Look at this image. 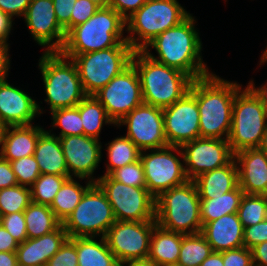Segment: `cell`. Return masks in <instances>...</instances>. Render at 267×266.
<instances>
[{
    "label": "cell",
    "mask_w": 267,
    "mask_h": 266,
    "mask_svg": "<svg viewBox=\"0 0 267 266\" xmlns=\"http://www.w3.org/2000/svg\"><path fill=\"white\" fill-rule=\"evenodd\" d=\"M240 84L211 73L192 81L189 91L199 108L200 137L228 139L232 108Z\"/></svg>",
    "instance_id": "obj_1"
},
{
    "label": "cell",
    "mask_w": 267,
    "mask_h": 266,
    "mask_svg": "<svg viewBox=\"0 0 267 266\" xmlns=\"http://www.w3.org/2000/svg\"><path fill=\"white\" fill-rule=\"evenodd\" d=\"M195 22L190 14L178 25L160 33L143 51L151 59L176 68L193 80L211 74L202 61V43ZM149 46L156 50L158 57L150 53Z\"/></svg>",
    "instance_id": "obj_2"
},
{
    "label": "cell",
    "mask_w": 267,
    "mask_h": 266,
    "mask_svg": "<svg viewBox=\"0 0 267 266\" xmlns=\"http://www.w3.org/2000/svg\"><path fill=\"white\" fill-rule=\"evenodd\" d=\"M126 20L111 7L99 8L85 23L67 34L61 53L78 55L110 47H131L123 36Z\"/></svg>",
    "instance_id": "obj_3"
},
{
    "label": "cell",
    "mask_w": 267,
    "mask_h": 266,
    "mask_svg": "<svg viewBox=\"0 0 267 266\" xmlns=\"http://www.w3.org/2000/svg\"><path fill=\"white\" fill-rule=\"evenodd\" d=\"M131 63L139 74L143 103L161 109L181 99L193 81L186 73L151 59L144 51H134Z\"/></svg>",
    "instance_id": "obj_4"
},
{
    "label": "cell",
    "mask_w": 267,
    "mask_h": 266,
    "mask_svg": "<svg viewBox=\"0 0 267 266\" xmlns=\"http://www.w3.org/2000/svg\"><path fill=\"white\" fill-rule=\"evenodd\" d=\"M155 220L161 228L187 234L201 232L200 198L194 181L163 191L155 199Z\"/></svg>",
    "instance_id": "obj_5"
},
{
    "label": "cell",
    "mask_w": 267,
    "mask_h": 266,
    "mask_svg": "<svg viewBox=\"0 0 267 266\" xmlns=\"http://www.w3.org/2000/svg\"><path fill=\"white\" fill-rule=\"evenodd\" d=\"M267 127V110L264 100L250 81L236 92L228 143L232 152L258 148Z\"/></svg>",
    "instance_id": "obj_6"
},
{
    "label": "cell",
    "mask_w": 267,
    "mask_h": 266,
    "mask_svg": "<svg viewBox=\"0 0 267 266\" xmlns=\"http://www.w3.org/2000/svg\"><path fill=\"white\" fill-rule=\"evenodd\" d=\"M50 112L76 107L86 96L75 62L61 52H45L39 59Z\"/></svg>",
    "instance_id": "obj_7"
},
{
    "label": "cell",
    "mask_w": 267,
    "mask_h": 266,
    "mask_svg": "<svg viewBox=\"0 0 267 266\" xmlns=\"http://www.w3.org/2000/svg\"><path fill=\"white\" fill-rule=\"evenodd\" d=\"M189 15L177 0H147L126 20V31L131 34L126 36L127 42L134 51H143L160 33Z\"/></svg>",
    "instance_id": "obj_8"
},
{
    "label": "cell",
    "mask_w": 267,
    "mask_h": 266,
    "mask_svg": "<svg viewBox=\"0 0 267 266\" xmlns=\"http://www.w3.org/2000/svg\"><path fill=\"white\" fill-rule=\"evenodd\" d=\"M133 52L132 47H110L64 56L75 62L85 93L94 95L131 64Z\"/></svg>",
    "instance_id": "obj_9"
},
{
    "label": "cell",
    "mask_w": 267,
    "mask_h": 266,
    "mask_svg": "<svg viewBox=\"0 0 267 266\" xmlns=\"http://www.w3.org/2000/svg\"><path fill=\"white\" fill-rule=\"evenodd\" d=\"M115 221L113 208L105 193L94 183L62 225L68 238L105 237Z\"/></svg>",
    "instance_id": "obj_10"
},
{
    "label": "cell",
    "mask_w": 267,
    "mask_h": 266,
    "mask_svg": "<svg viewBox=\"0 0 267 266\" xmlns=\"http://www.w3.org/2000/svg\"><path fill=\"white\" fill-rule=\"evenodd\" d=\"M95 183L105 193L116 221H156V198L146 187L125 185L110 175L98 177Z\"/></svg>",
    "instance_id": "obj_11"
},
{
    "label": "cell",
    "mask_w": 267,
    "mask_h": 266,
    "mask_svg": "<svg viewBox=\"0 0 267 266\" xmlns=\"http://www.w3.org/2000/svg\"><path fill=\"white\" fill-rule=\"evenodd\" d=\"M141 151L140 161L143 165L146 188L157 198L163 191L185 184L188 178L184 165L173 154L179 152V146L168 145L158 149Z\"/></svg>",
    "instance_id": "obj_12"
},
{
    "label": "cell",
    "mask_w": 267,
    "mask_h": 266,
    "mask_svg": "<svg viewBox=\"0 0 267 266\" xmlns=\"http://www.w3.org/2000/svg\"><path fill=\"white\" fill-rule=\"evenodd\" d=\"M155 225L156 221H115L108 229L104 238L121 266L129 261L148 258Z\"/></svg>",
    "instance_id": "obj_13"
},
{
    "label": "cell",
    "mask_w": 267,
    "mask_h": 266,
    "mask_svg": "<svg viewBox=\"0 0 267 266\" xmlns=\"http://www.w3.org/2000/svg\"><path fill=\"white\" fill-rule=\"evenodd\" d=\"M108 116L117 124L124 116L143 103L141 82L131 63L105 87L94 94Z\"/></svg>",
    "instance_id": "obj_14"
},
{
    "label": "cell",
    "mask_w": 267,
    "mask_h": 266,
    "mask_svg": "<svg viewBox=\"0 0 267 266\" xmlns=\"http://www.w3.org/2000/svg\"><path fill=\"white\" fill-rule=\"evenodd\" d=\"M188 180H194L202 173L227 165L233 158L228 139L199 137L179 147Z\"/></svg>",
    "instance_id": "obj_15"
},
{
    "label": "cell",
    "mask_w": 267,
    "mask_h": 266,
    "mask_svg": "<svg viewBox=\"0 0 267 266\" xmlns=\"http://www.w3.org/2000/svg\"><path fill=\"white\" fill-rule=\"evenodd\" d=\"M126 125V137L141 151L168 146L164 132L163 109L142 103L117 124Z\"/></svg>",
    "instance_id": "obj_16"
},
{
    "label": "cell",
    "mask_w": 267,
    "mask_h": 266,
    "mask_svg": "<svg viewBox=\"0 0 267 266\" xmlns=\"http://www.w3.org/2000/svg\"><path fill=\"white\" fill-rule=\"evenodd\" d=\"M163 119L168 145L181 147L200 137L199 108L196 97L190 91L163 109Z\"/></svg>",
    "instance_id": "obj_17"
},
{
    "label": "cell",
    "mask_w": 267,
    "mask_h": 266,
    "mask_svg": "<svg viewBox=\"0 0 267 266\" xmlns=\"http://www.w3.org/2000/svg\"><path fill=\"white\" fill-rule=\"evenodd\" d=\"M24 19L34 40L47 46L45 52L61 51L66 33L57 22L53 0H31Z\"/></svg>",
    "instance_id": "obj_18"
},
{
    "label": "cell",
    "mask_w": 267,
    "mask_h": 266,
    "mask_svg": "<svg viewBox=\"0 0 267 266\" xmlns=\"http://www.w3.org/2000/svg\"><path fill=\"white\" fill-rule=\"evenodd\" d=\"M59 141L69 177L75 176L80 180L87 178L95 183L96 178H93L92 175L102 157L100 140L83 134L60 137Z\"/></svg>",
    "instance_id": "obj_19"
},
{
    "label": "cell",
    "mask_w": 267,
    "mask_h": 266,
    "mask_svg": "<svg viewBox=\"0 0 267 266\" xmlns=\"http://www.w3.org/2000/svg\"><path fill=\"white\" fill-rule=\"evenodd\" d=\"M39 104L27 93L0 81V122L5 126L30 125L40 115Z\"/></svg>",
    "instance_id": "obj_20"
},
{
    "label": "cell",
    "mask_w": 267,
    "mask_h": 266,
    "mask_svg": "<svg viewBox=\"0 0 267 266\" xmlns=\"http://www.w3.org/2000/svg\"><path fill=\"white\" fill-rule=\"evenodd\" d=\"M238 166L239 187L245 194H267V154L259 148L243 149L234 154Z\"/></svg>",
    "instance_id": "obj_21"
},
{
    "label": "cell",
    "mask_w": 267,
    "mask_h": 266,
    "mask_svg": "<svg viewBox=\"0 0 267 266\" xmlns=\"http://www.w3.org/2000/svg\"><path fill=\"white\" fill-rule=\"evenodd\" d=\"M67 239V232L63 225L41 237L27 238L18 245L16 250L18 263L28 266H46L47 261Z\"/></svg>",
    "instance_id": "obj_22"
},
{
    "label": "cell",
    "mask_w": 267,
    "mask_h": 266,
    "mask_svg": "<svg viewBox=\"0 0 267 266\" xmlns=\"http://www.w3.org/2000/svg\"><path fill=\"white\" fill-rule=\"evenodd\" d=\"M241 221L237 213L226 214L217 220L202 225L201 234L213 252L244 247Z\"/></svg>",
    "instance_id": "obj_23"
},
{
    "label": "cell",
    "mask_w": 267,
    "mask_h": 266,
    "mask_svg": "<svg viewBox=\"0 0 267 266\" xmlns=\"http://www.w3.org/2000/svg\"><path fill=\"white\" fill-rule=\"evenodd\" d=\"M44 131L42 127L32 124L5 127L0 156L8 161H14L34 155L38 138Z\"/></svg>",
    "instance_id": "obj_24"
},
{
    "label": "cell",
    "mask_w": 267,
    "mask_h": 266,
    "mask_svg": "<svg viewBox=\"0 0 267 266\" xmlns=\"http://www.w3.org/2000/svg\"><path fill=\"white\" fill-rule=\"evenodd\" d=\"M199 198H216L234 190L239 185L238 166L233 158L227 165L202 173L193 180Z\"/></svg>",
    "instance_id": "obj_25"
},
{
    "label": "cell",
    "mask_w": 267,
    "mask_h": 266,
    "mask_svg": "<svg viewBox=\"0 0 267 266\" xmlns=\"http://www.w3.org/2000/svg\"><path fill=\"white\" fill-rule=\"evenodd\" d=\"M34 157L41 174L69 176L59 137L44 131L38 138Z\"/></svg>",
    "instance_id": "obj_26"
},
{
    "label": "cell",
    "mask_w": 267,
    "mask_h": 266,
    "mask_svg": "<svg viewBox=\"0 0 267 266\" xmlns=\"http://www.w3.org/2000/svg\"><path fill=\"white\" fill-rule=\"evenodd\" d=\"M183 234L165 230L154 226L151 238L148 259L157 265H177Z\"/></svg>",
    "instance_id": "obj_27"
},
{
    "label": "cell",
    "mask_w": 267,
    "mask_h": 266,
    "mask_svg": "<svg viewBox=\"0 0 267 266\" xmlns=\"http://www.w3.org/2000/svg\"><path fill=\"white\" fill-rule=\"evenodd\" d=\"M76 247L78 266H121L108 248L104 237L98 242L95 237L68 238Z\"/></svg>",
    "instance_id": "obj_28"
},
{
    "label": "cell",
    "mask_w": 267,
    "mask_h": 266,
    "mask_svg": "<svg viewBox=\"0 0 267 266\" xmlns=\"http://www.w3.org/2000/svg\"><path fill=\"white\" fill-rule=\"evenodd\" d=\"M244 192L239 185L216 198H200V217L202 225L226 215L237 213Z\"/></svg>",
    "instance_id": "obj_29"
},
{
    "label": "cell",
    "mask_w": 267,
    "mask_h": 266,
    "mask_svg": "<svg viewBox=\"0 0 267 266\" xmlns=\"http://www.w3.org/2000/svg\"><path fill=\"white\" fill-rule=\"evenodd\" d=\"M94 184L92 181L86 182L83 187L73 177L68 178L53 199L50 209L54 215L63 223L66 218L73 212L76 206L81 201L84 193Z\"/></svg>",
    "instance_id": "obj_30"
},
{
    "label": "cell",
    "mask_w": 267,
    "mask_h": 266,
    "mask_svg": "<svg viewBox=\"0 0 267 266\" xmlns=\"http://www.w3.org/2000/svg\"><path fill=\"white\" fill-rule=\"evenodd\" d=\"M23 213L28 238L49 234L62 225V222L47 205L31 202Z\"/></svg>",
    "instance_id": "obj_31"
},
{
    "label": "cell",
    "mask_w": 267,
    "mask_h": 266,
    "mask_svg": "<svg viewBox=\"0 0 267 266\" xmlns=\"http://www.w3.org/2000/svg\"><path fill=\"white\" fill-rule=\"evenodd\" d=\"M79 112L85 136L99 139L103 124L116 125L94 95H87L79 103Z\"/></svg>",
    "instance_id": "obj_32"
},
{
    "label": "cell",
    "mask_w": 267,
    "mask_h": 266,
    "mask_svg": "<svg viewBox=\"0 0 267 266\" xmlns=\"http://www.w3.org/2000/svg\"><path fill=\"white\" fill-rule=\"evenodd\" d=\"M107 153L109 164L104 175L139 160L141 150L129 138L121 136L108 143Z\"/></svg>",
    "instance_id": "obj_33"
},
{
    "label": "cell",
    "mask_w": 267,
    "mask_h": 266,
    "mask_svg": "<svg viewBox=\"0 0 267 266\" xmlns=\"http://www.w3.org/2000/svg\"><path fill=\"white\" fill-rule=\"evenodd\" d=\"M213 252L201 233L183 234L177 266H200Z\"/></svg>",
    "instance_id": "obj_34"
},
{
    "label": "cell",
    "mask_w": 267,
    "mask_h": 266,
    "mask_svg": "<svg viewBox=\"0 0 267 266\" xmlns=\"http://www.w3.org/2000/svg\"><path fill=\"white\" fill-rule=\"evenodd\" d=\"M243 227L253 226L267 219L265 195H243L237 212Z\"/></svg>",
    "instance_id": "obj_35"
},
{
    "label": "cell",
    "mask_w": 267,
    "mask_h": 266,
    "mask_svg": "<svg viewBox=\"0 0 267 266\" xmlns=\"http://www.w3.org/2000/svg\"><path fill=\"white\" fill-rule=\"evenodd\" d=\"M32 202L31 189L14 185L0 190V216L24 212Z\"/></svg>",
    "instance_id": "obj_36"
},
{
    "label": "cell",
    "mask_w": 267,
    "mask_h": 266,
    "mask_svg": "<svg viewBox=\"0 0 267 266\" xmlns=\"http://www.w3.org/2000/svg\"><path fill=\"white\" fill-rule=\"evenodd\" d=\"M70 178L52 174H41L30 187L32 202L50 206L63 183Z\"/></svg>",
    "instance_id": "obj_37"
},
{
    "label": "cell",
    "mask_w": 267,
    "mask_h": 266,
    "mask_svg": "<svg viewBox=\"0 0 267 266\" xmlns=\"http://www.w3.org/2000/svg\"><path fill=\"white\" fill-rule=\"evenodd\" d=\"M50 113L53 120L52 127L61 128L59 136L56 137L84 134L79 104L76 107L57 109Z\"/></svg>",
    "instance_id": "obj_38"
},
{
    "label": "cell",
    "mask_w": 267,
    "mask_h": 266,
    "mask_svg": "<svg viewBox=\"0 0 267 266\" xmlns=\"http://www.w3.org/2000/svg\"><path fill=\"white\" fill-rule=\"evenodd\" d=\"M18 185L31 187L41 175L34 155L10 161Z\"/></svg>",
    "instance_id": "obj_39"
},
{
    "label": "cell",
    "mask_w": 267,
    "mask_h": 266,
    "mask_svg": "<svg viewBox=\"0 0 267 266\" xmlns=\"http://www.w3.org/2000/svg\"><path fill=\"white\" fill-rule=\"evenodd\" d=\"M110 176L125 185L146 187L144 169L140 159L114 170Z\"/></svg>",
    "instance_id": "obj_40"
},
{
    "label": "cell",
    "mask_w": 267,
    "mask_h": 266,
    "mask_svg": "<svg viewBox=\"0 0 267 266\" xmlns=\"http://www.w3.org/2000/svg\"><path fill=\"white\" fill-rule=\"evenodd\" d=\"M0 223L19 244L28 238L23 212L2 215L0 216Z\"/></svg>",
    "instance_id": "obj_41"
},
{
    "label": "cell",
    "mask_w": 267,
    "mask_h": 266,
    "mask_svg": "<svg viewBox=\"0 0 267 266\" xmlns=\"http://www.w3.org/2000/svg\"><path fill=\"white\" fill-rule=\"evenodd\" d=\"M46 266H78L75 245L67 239L60 249L47 261Z\"/></svg>",
    "instance_id": "obj_42"
},
{
    "label": "cell",
    "mask_w": 267,
    "mask_h": 266,
    "mask_svg": "<svg viewBox=\"0 0 267 266\" xmlns=\"http://www.w3.org/2000/svg\"><path fill=\"white\" fill-rule=\"evenodd\" d=\"M224 266H254L252 251L246 247L223 251Z\"/></svg>",
    "instance_id": "obj_43"
},
{
    "label": "cell",
    "mask_w": 267,
    "mask_h": 266,
    "mask_svg": "<svg viewBox=\"0 0 267 266\" xmlns=\"http://www.w3.org/2000/svg\"><path fill=\"white\" fill-rule=\"evenodd\" d=\"M267 241V219L253 226L244 227V247L252 249L254 246Z\"/></svg>",
    "instance_id": "obj_44"
},
{
    "label": "cell",
    "mask_w": 267,
    "mask_h": 266,
    "mask_svg": "<svg viewBox=\"0 0 267 266\" xmlns=\"http://www.w3.org/2000/svg\"><path fill=\"white\" fill-rule=\"evenodd\" d=\"M98 9L99 7L90 0H77L71 13V29L85 23Z\"/></svg>",
    "instance_id": "obj_45"
},
{
    "label": "cell",
    "mask_w": 267,
    "mask_h": 266,
    "mask_svg": "<svg viewBox=\"0 0 267 266\" xmlns=\"http://www.w3.org/2000/svg\"><path fill=\"white\" fill-rule=\"evenodd\" d=\"M77 0H53L57 22L67 34L71 30V13Z\"/></svg>",
    "instance_id": "obj_46"
},
{
    "label": "cell",
    "mask_w": 267,
    "mask_h": 266,
    "mask_svg": "<svg viewBox=\"0 0 267 266\" xmlns=\"http://www.w3.org/2000/svg\"><path fill=\"white\" fill-rule=\"evenodd\" d=\"M147 0H109V7L114 9L125 20L133 15Z\"/></svg>",
    "instance_id": "obj_47"
},
{
    "label": "cell",
    "mask_w": 267,
    "mask_h": 266,
    "mask_svg": "<svg viewBox=\"0 0 267 266\" xmlns=\"http://www.w3.org/2000/svg\"><path fill=\"white\" fill-rule=\"evenodd\" d=\"M30 2L31 0H0V11L13 20V16L25 15Z\"/></svg>",
    "instance_id": "obj_48"
},
{
    "label": "cell",
    "mask_w": 267,
    "mask_h": 266,
    "mask_svg": "<svg viewBox=\"0 0 267 266\" xmlns=\"http://www.w3.org/2000/svg\"><path fill=\"white\" fill-rule=\"evenodd\" d=\"M18 185L10 161L0 156V190Z\"/></svg>",
    "instance_id": "obj_49"
},
{
    "label": "cell",
    "mask_w": 267,
    "mask_h": 266,
    "mask_svg": "<svg viewBox=\"0 0 267 266\" xmlns=\"http://www.w3.org/2000/svg\"><path fill=\"white\" fill-rule=\"evenodd\" d=\"M19 243L0 223V252H16Z\"/></svg>",
    "instance_id": "obj_50"
},
{
    "label": "cell",
    "mask_w": 267,
    "mask_h": 266,
    "mask_svg": "<svg viewBox=\"0 0 267 266\" xmlns=\"http://www.w3.org/2000/svg\"><path fill=\"white\" fill-rule=\"evenodd\" d=\"M9 44L6 42H0V81H3L8 76V70L10 69L9 58Z\"/></svg>",
    "instance_id": "obj_51"
},
{
    "label": "cell",
    "mask_w": 267,
    "mask_h": 266,
    "mask_svg": "<svg viewBox=\"0 0 267 266\" xmlns=\"http://www.w3.org/2000/svg\"><path fill=\"white\" fill-rule=\"evenodd\" d=\"M251 251L254 266H267V241L254 246Z\"/></svg>",
    "instance_id": "obj_52"
},
{
    "label": "cell",
    "mask_w": 267,
    "mask_h": 266,
    "mask_svg": "<svg viewBox=\"0 0 267 266\" xmlns=\"http://www.w3.org/2000/svg\"><path fill=\"white\" fill-rule=\"evenodd\" d=\"M12 22L13 20L2 11H0V42L8 43L9 34L12 30Z\"/></svg>",
    "instance_id": "obj_53"
},
{
    "label": "cell",
    "mask_w": 267,
    "mask_h": 266,
    "mask_svg": "<svg viewBox=\"0 0 267 266\" xmlns=\"http://www.w3.org/2000/svg\"><path fill=\"white\" fill-rule=\"evenodd\" d=\"M200 266H224L223 264V251L212 252Z\"/></svg>",
    "instance_id": "obj_54"
},
{
    "label": "cell",
    "mask_w": 267,
    "mask_h": 266,
    "mask_svg": "<svg viewBox=\"0 0 267 266\" xmlns=\"http://www.w3.org/2000/svg\"><path fill=\"white\" fill-rule=\"evenodd\" d=\"M16 252H0V266H17Z\"/></svg>",
    "instance_id": "obj_55"
},
{
    "label": "cell",
    "mask_w": 267,
    "mask_h": 266,
    "mask_svg": "<svg viewBox=\"0 0 267 266\" xmlns=\"http://www.w3.org/2000/svg\"><path fill=\"white\" fill-rule=\"evenodd\" d=\"M125 264L127 266H159L153 260H150L148 258L129 261ZM122 266H124V265H122Z\"/></svg>",
    "instance_id": "obj_56"
},
{
    "label": "cell",
    "mask_w": 267,
    "mask_h": 266,
    "mask_svg": "<svg viewBox=\"0 0 267 266\" xmlns=\"http://www.w3.org/2000/svg\"><path fill=\"white\" fill-rule=\"evenodd\" d=\"M256 91L261 95V97L264 100V104L267 110V82L264 85H261V87L255 88Z\"/></svg>",
    "instance_id": "obj_57"
},
{
    "label": "cell",
    "mask_w": 267,
    "mask_h": 266,
    "mask_svg": "<svg viewBox=\"0 0 267 266\" xmlns=\"http://www.w3.org/2000/svg\"><path fill=\"white\" fill-rule=\"evenodd\" d=\"M261 151L267 154V127L266 130L264 131V134L262 136L261 143L258 147Z\"/></svg>",
    "instance_id": "obj_58"
},
{
    "label": "cell",
    "mask_w": 267,
    "mask_h": 266,
    "mask_svg": "<svg viewBox=\"0 0 267 266\" xmlns=\"http://www.w3.org/2000/svg\"><path fill=\"white\" fill-rule=\"evenodd\" d=\"M90 1L95 3L99 8L109 6V0H90Z\"/></svg>",
    "instance_id": "obj_59"
},
{
    "label": "cell",
    "mask_w": 267,
    "mask_h": 266,
    "mask_svg": "<svg viewBox=\"0 0 267 266\" xmlns=\"http://www.w3.org/2000/svg\"><path fill=\"white\" fill-rule=\"evenodd\" d=\"M265 62H267V47H266L264 53L261 56L260 65H262V63H265Z\"/></svg>",
    "instance_id": "obj_60"
},
{
    "label": "cell",
    "mask_w": 267,
    "mask_h": 266,
    "mask_svg": "<svg viewBox=\"0 0 267 266\" xmlns=\"http://www.w3.org/2000/svg\"><path fill=\"white\" fill-rule=\"evenodd\" d=\"M4 129H5V126L0 122V145H1Z\"/></svg>",
    "instance_id": "obj_61"
},
{
    "label": "cell",
    "mask_w": 267,
    "mask_h": 266,
    "mask_svg": "<svg viewBox=\"0 0 267 266\" xmlns=\"http://www.w3.org/2000/svg\"><path fill=\"white\" fill-rule=\"evenodd\" d=\"M17 266H28V265H22V264L17 263Z\"/></svg>",
    "instance_id": "obj_62"
},
{
    "label": "cell",
    "mask_w": 267,
    "mask_h": 266,
    "mask_svg": "<svg viewBox=\"0 0 267 266\" xmlns=\"http://www.w3.org/2000/svg\"><path fill=\"white\" fill-rule=\"evenodd\" d=\"M161 266H177V265H161Z\"/></svg>",
    "instance_id": "obj_63"
}]
</instances>
